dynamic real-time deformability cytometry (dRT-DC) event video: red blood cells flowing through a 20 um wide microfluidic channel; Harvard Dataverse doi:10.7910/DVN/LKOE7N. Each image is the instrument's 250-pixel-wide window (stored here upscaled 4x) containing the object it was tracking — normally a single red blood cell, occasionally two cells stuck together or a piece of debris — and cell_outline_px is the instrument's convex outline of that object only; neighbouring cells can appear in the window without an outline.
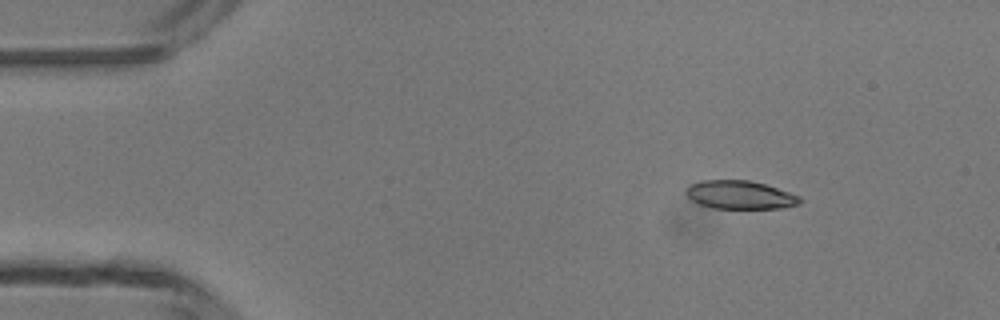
{"species": "common noctule bat (a hibernating species)", "species_latin": "Nyctalus noctula", "temperature_condition": "room temperature", "stored_images_in_passage": 3, "camera_frame_rate_fps": 3000, "um_per_image_px": 0.085, "animal": {"sex": "male", "body_mass_g": 13.3}, "frame": {"image": 1, "passage_image": 1, "time_ms": 0.0, "image_size_px": [1000, 320], "cell_outline_px": [[804, 200], [800, 204], [784, 208], [712, 208], [700, 204], [692, 200], [684, 192], [692, 184], [704, 180], [748, 180], [764, 184], [800, 196]], "centroid_in_image_um": [62.94, 16.57], "position_along_channel_um": 22.1, "area_um2": 18.67}}